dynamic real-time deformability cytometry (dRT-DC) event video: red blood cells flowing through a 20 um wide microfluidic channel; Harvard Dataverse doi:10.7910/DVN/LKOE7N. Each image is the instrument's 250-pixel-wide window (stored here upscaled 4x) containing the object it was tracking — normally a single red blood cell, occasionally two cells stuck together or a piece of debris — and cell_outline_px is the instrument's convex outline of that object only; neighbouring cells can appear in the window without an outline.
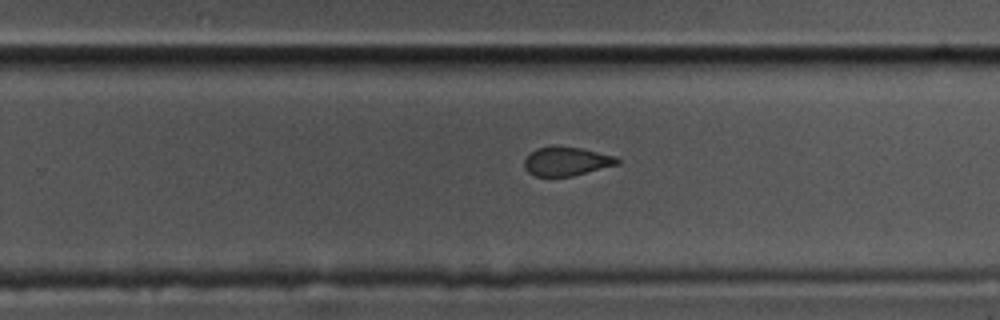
{"species": "common noctule bat (a hibernating species)", "species_latin": "Nyctalus noctula", "temperature_condition": "cold", "stored_images_in_passage": 35, "camera_frame_rate_fps": 3000, "um_per_image_px": 0.085, "animal": {"sex": "male", "body_mass_g": 17.5, "forearm_length_mm": 52.3}, "frame": {"image": 1, "passage_image": 24, "time_ms": 7.667, "image_size_px": [1000, 320], "cell_outline_px": [[620, 164], [572, 176], [536, 176], [528, 172], [524, 168], [524, 160], [536, 148], [556, 144], [580, 148], [616, 156], [620, 160]], "centroid_in_image_um": [48.15, 13.69], "position_along_channel_um": 281.6, "area_um2": 15.84}}
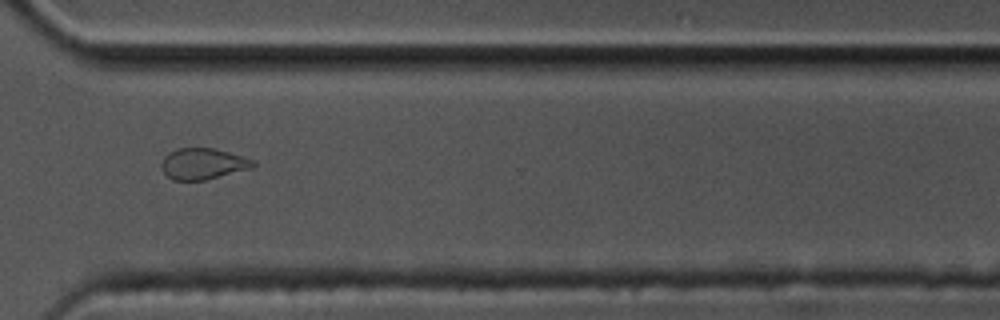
{"frame": {"image": 2, "passage_image": 30, "time_ms": 9.667, "image_size_px": [1000, 320], "cell_outline_px": [[256, 164], [252, 168], [204, 180], [172, 180], [160, 168], [160, 164], [164, 156], [168, 152], [176, 148], [212, 148], [228, 152], [256, 160]], "centroid_in_image_um": [17.23, 13.91], "position_along_channel_um": 353.4, "area_um2": 16.7}}
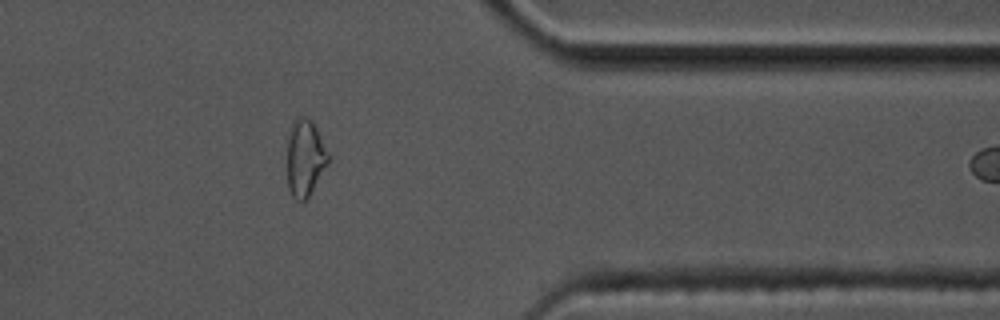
{"frame": {"image": 3, "passage_image": 34, "time_ms": 11.0, "image_size_px": [1000, 320], "cell_outline_px": [[328, 164], [308, 196], [304, 200], [296, 200], [292, 196], [288, 188], [288, 140], [292, 120], [296, 116], [308, 116], [312, 120], [316, 128], [328, 156]], "centroid_in_image_um": [25.9, 13.38], "position_along_channel_um": 385.5, "area_um2": 18.03}}